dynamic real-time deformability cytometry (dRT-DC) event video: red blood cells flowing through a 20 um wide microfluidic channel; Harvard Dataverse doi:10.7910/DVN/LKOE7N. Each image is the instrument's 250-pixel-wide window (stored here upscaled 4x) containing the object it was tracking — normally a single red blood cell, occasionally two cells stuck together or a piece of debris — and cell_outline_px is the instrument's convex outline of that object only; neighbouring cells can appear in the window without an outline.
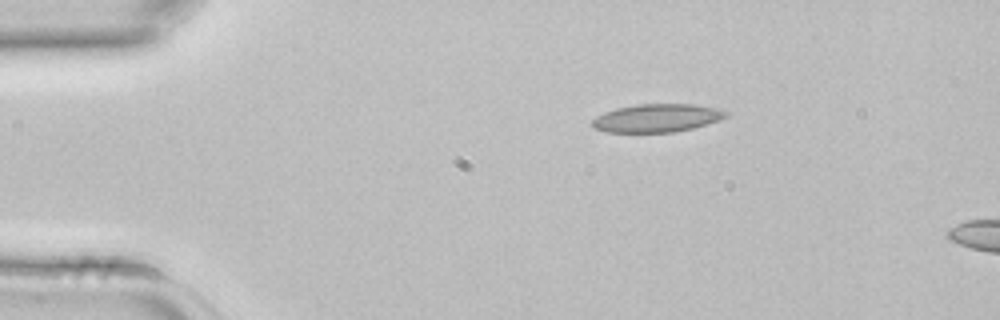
{"species": "common noctule bat (a hibernating species)", "species_latin": "Nyctalus noctula", "temperature_condition": "room temperature", "stored_images_in_passage": 2, "camera_frame_rate_fps": 3000, "um_per_image_px": 0.085, "animal": {"sex": "female", "body_mass_g": 22.7, "forearm_length_mm": 54.2}, "frame": {"image": 1, "passage_image": 1, "time_ms": 0.0, "image_size_px": [1000, 320], "cell_outline_px": [[728, 116], [720, 120], [708, 124], [676, 132], [604, 132], [592, 128], [592, 120], [596, 116], [604, 112], [616, 108], [636, 104], [696, 104], [716, 108], [728, 112]], "centroid_in_image_um": [55.83, 10.03], "position_along_channel_um": 29.2, "area_um2": 22.14}}